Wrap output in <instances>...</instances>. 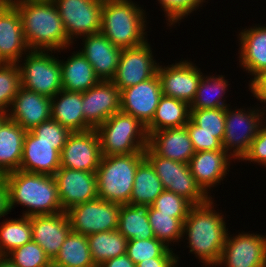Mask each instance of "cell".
<instances>
[{
	"instance_id": "obj_1",
	"label": "cell",
	"mask_w": 266,
	"mask_h": 267,
	"mask_svg": "<svg viewBox=\"0 0 266 267\" xmlns=\"http://www.w3.org/2000/svg\"><path fill=\"white\" fill-rule=\"evenodd\" d=\"M212 199L194 205L183 222L182 238L188 241L189 253L195 254L205 267H216L228 234L225 216L214 210Z\"/></svg>"
},
{
	"instance_id": "obj_2",
	"label": "cell",
	"mask_w": 266,
	"mask_h": 267,
	"mask_svg": "<svg viewBox=\"0 0 266 267\" xmlns=\"http://www.w3.org/2000/svg\"><path fill=\"white\" fill-rule=\"evenodd\" d=\"M8 188L9 208L27 207L22 216L52 215L62 212L54 176L13 171L2 177ZM15 205V206H14Z\"/></svg>"
},
{
	"instance_id": "obj_3",
	"label": "cell",
	"mask_w": 266,
	"mask_h": 267,
	"mask_svg": "<svg viewBox=\"0 0 266 267\" xmlns=\"http://www.w3.org/2000/svg\"><path fill=\"white\" fill-rule=\"evenodd\" d=\"M15 7L20 13L24 38L30 50L62 52L73 44L53 0Z\"/></svg>"
},
{
	"instance_id": "obj_4",
	"label": "cell",
	"mask_w": 266,
	"mask_h": 267,
	"mask_svg": "<svg viewBox=\"0 0 266 267\" xmlns=\"http://www.w3.org/2000/svg\"><path fill=\"white\" fill-rule=\"evenodd\" d=\"M146 12L132 0H103L100 33L120 49L147 40Z\"/></svg>"
},
{
	"instance_id": "obj_5",
	"label": "cell",
	"mask_w": 266,
	"mask_h": 267,
	"mask_svg": "<svg viewBox=\"0 0 266 267\" xmlns=\"http://www.w3.org/2000/svg\"><path fill=\"white\" fill-rule=\"evenodd\" d=\"M144 152L102 156L96 171L98 197L121 205L130 204L134 178Z\"/></svg>"
},
{
	"instance_id": "obj_6",
	"label": "cell",
	"mask_w": 266,
	"mask_h": 267,
	"mask_svg": "<svg viewBox=\"0 0 266 267\" xmlns=\"http://www.w3.org/2000/svg\"><path fill=\"white\" fill-rule=\"evenodd\" d=\"M96 131L102 156L144 152L148 147L146 126L121 111L109 117Z\"/></svg>"
},
{
	"instance_id": "obj_7",
	"label": "cell",
	"mask_w": 266,
	"mask_h": 267,
	"mask_svg": "<svg viewBox=\"0 0 266 267\" xmlns=\"http://www.w3.org/2000/svg\"><path fill=\"white\" fill-rule=\"evenodd\" d=\"M52 53L56 52L30 50L25 54L23 63H17L21 87L51 98L62 90L60 60Z\"/></svg>"
},
{
	"instance_id": "obj_8",
	"label": "cell",
	"mask_w": 266,
	"mask_h": 267,
	"mask_svg": "<svg viewBox=\"0 0 266 267\" xmlns=\"http://www.w3.org/2000/svg\"><path fill=\"white\" fill-rule=\"evenodd\" d=\"M144 156L153 166L165 190L186 198L193 205L204 204L212 198L197 184L188 164L158 156L149 146L144 150Z\"/></svg>"
},
{
	"instance_id": "obj_9",
	"label": "cell",
	"mask_w": 266,
	"mask_h": 267,
	"mask_svg": "<svg viewBox=\"0 0 266 267\" xmlns=\"http://www.w3.org/2000/svg\"><path fill=\"white\" fill-rule=\"evenodd\" d=\"M225 107V134L222 141L223 149L237 161L248 152L254 138L264 122L263 108L252 107L232 110Z\"/></svg>"
},
{
	"instance_id": "obj_10",
	"label": "cell",
	"mask_w": 266,
	"mask_h": 267,
	"mask_svg": "<svg viewBox=\"0 0 266 267\" xmlns=\"http://www.w3.org/2000/svg\"><path fill=\"white\" fill-rule=\"evenodd\" d=\"M121 204L99 197L71 207L67 212L71 231L90 235L117 230Z\"/></svg>"
},
{
	"instance_id": "obj_11",
	"label": "cell",
	"mask_w": 266,
	"mask_h": 267,
	"mask_svg": "<svg viewBox=\"0 0 266 267\" xmlns=\"http://www.w3.org/2000/svg\"><path fill=\"white\" fill-rule=\"evenodd\" d=\"M69 40L100 32L103 0H53Z\"/></svg>"
},
{
	"instance_id": "obj_12",
	"label": "cell",
	"mask_w": 266,
	"mask_h": 267,
	"mask_svg": "<svg viewBox=\"0 0 266 267\" xmlns=\"http://www.w3.org/2000/svg\"><path fill=\"white\" fill-rule=\"evenodd\" d=\"M229 234L216 266L266 267V235L244 231L235 236Z\"/></svg>"
},
{
	"instance_id": "obj_13",
	"label": "cell",
	"mask_w": 266,
	"mask_h": 267,
	"mask_svg": "<svg viewBox=\"0 0 266 267\" xmlns=\"http://www.w3.org/2000/svg\"><path fill=\"white\" fill-rule=\"evenodd\" d=\"M150 45L146 41L141 45L122 49L118 67L111 80L120 91L157 74L159 63L154 59Z\"/></svg>"
},
{
	"instance_id": "obj_14",
	"label": "cell",
	"mask_w": 266,
	"mask_h": 267,
	"mask_svg": "<svg viewBox=\"0 0 266 267\" xmlns=\"http://www.w3.org/2000/svg\"><path fill=\"white\" fill-rule=\"evenodd\" d=\"M102 158L96 129L72 132L60 153V167L96 172Z\"/></svg>"
},
{
	"instance_id": "obj_15",
	"label": "cell",
	"mask_w": 266,
	"mask_h": 267,
	"mask_svg": "<svg viewBox=\"0 0 266 267\" xmlns=\"http://www.w3.org/2000/svg\"><path fill=\"white\" fill-rule=\"evenodd\" d=\"M158 78L162 95L187 102L194 100L200 79L203 76L200 68L188 60H180L175 64L158 66Z\"/></svg>"
},
{
	"instance_id": "obj_16",
	"label": "cell",
	"mask_w": 266,
	"mask_h": 267,
	"mask_svg": "<svg viewBox=\"0 0 266 267\" xmlns=\"http://www.w3.org/2000/svg\"><path fill=\"white\" fill-rule=\"evenodd\" d=\"M161 96V84L156 74L120 91V111L134 116L147 126L152 121Z\"/></svg>"
},
{
	"instance_id": "obj_17",
	"label": "cell",
	"mask_w": 266,
	"mask_h": 267,
	"mask_svg": "<svg viewBox=\"0 0 266 267\" xmlns=\"http://www.w3.org/2000/svg\"><path fill=\"white\" fill-rule=\"evenodd\" d=\"M54 177L64 212L98 197L96 172L60 167Z\"/></svg>"
},
{
	"instance_id": "obj_18",
	"label": "cell",
	"mask_w": 266,
	"mask_h": 267,
	"mask_svg": "<svg viewBox=\"0 0 266 267\" xmlns=\"http://www.w3.org/2000/svg\"><path fill=\"white\" fill-rule=\"evenodd\" d=\"M85 122L96 129L113 114L120 112V90L112 81H100L82 92Z\"/></svg>"
},
{
	"instance_id": "obj_19",
	"label": "cell",
	"mask_w": 266,
	"mask_h": 267,
	"mask_svg": "<svg viewBox=\"0 0 266 267\" xmlns=\"http://www.w3.org/2000/svg\"><path fill=\"white\" fill-rule=\"evenodd\" d=\"M29 51L18 9L2 3L0 5V63L22 62V57Z\"/></svg>"
},
{
	"instance_id": "obj_20",
	"label": "cell",
	"mask_w": 266,
	"mask_h": 267,
	"mask_svg": "<svg viewBox=\"0 0 266 267\" xmlns=\"http://www.w3.org/2000/svg\"><path fill=\"white\" fill-rule=\"evenodd\" d=\"M64 145L65 143L41 142L27 131L19 170L54 176L60 168V153Z\"/></svg>"
},
{
	"instance_id": "obj_21",
	"label": "cell",
	"mask_w": 266,
	"mask_h": 267,
	"mask_svg": "<svg viewBox=\"0 0 266 267\" xmlns=\"http://www.w3.org/2000/svg\"><path fill=\"white\" fill-rule=\"evenodd\" d=\"M8 118L30 131L42 122L51 119V97L20 87L15 95Z\"/></svg>"
},
{
	"instance_id": "obj_22",
	"label": "cell",
	"mask_w": 266,
	"mask_h": 267,
	"mask_svg": "<svg viewBox=\"0 0 266 267\" xmlns=\"http://www.w3.org/2000/svg\"><path fill=\"white\" fill-rule=\"evenodd\" d=\"M232 157L224 150L198 151L188 165L200 188L208 195L212 187L221 185L230 170ZM218 183V184H217Z\"/></svg>"
},
{
	"instance_id": "obj_23",
	"label": "cell",
	"mask_w": 266,
	"mask_h": 267,
	"mask_svg": "<svg viewBox=\"0 0 266 267\" xmlns=\"http://www.w3.org/2000/svg\"><path fill=\"white\" fill-rule=\"evenodd\" d=\"M31 226L32 240L45 251L52 261L71 231L67 212L31 216Z\"/></svg>"
},
{
	"instance_id": "obj_24",
	"label": "cell",
	"mask_w": 266,
	"mask_h": 267,
	"mask_svg": "<svg viewBox=\"0 0 266 267\" xmlns=\"http://www.w3.org/2000/svg\"><path fill=\"white\" fill-rule=\"evenodd\" d=\"M83 47L79 52L92 65L101 81H111L118 67L122 49L114 46L102 33L82 37Z\"/></svg>"
},
{
	"instance_id": "obj_25",
	"label": "cell",
	"mask_w": 266,
	"mask_h": 267,
	"mask_svg": "<svg viewBox=\"0 0 266 267\" xmlns=\"http://www.w3.org/2000/svg\"><path fill=\"white\" fill-rule=\"evenodd\" d=\"M148 136V146L163 158L188 164L195 154L185 126L162 129Z\"/></svg>"
},
{
	"instance_id": "obj_26",
	"label": "cell",
	"mask_w": 266,
	"mask_h": 267,
	"mask_svg": "<svg viewBox=\"0 0 266 267\" xmlns=\"http://www.w3.org/2000/svg\"><path fill=\"white\" fill-rule=\"evenodd\" d=\"M239 65L253 76L266 70V27L255 24L242 30L238 35Z\"/></svg>"
},
{
	"instance_id": "obj_27",
	"label": "cell",
	"mask_w": 266,
	"mask_h": 267,
	"mask_svg": "<svg viewBox=\"0 0 266 267\" xmlns=\"http://www.w3.org/2000/svg\"><path fill=\"white\" fill-rule=\"evenodd\" d=\"M82 107V92L62 89L51 98V118L71 132L91 130L84 120Z\"/></svg>"
},
{
	"instance_id": "obj_28",
	"label": "cell",
	"mask_w": 266,
	"mask_h": 267,
	"mask_svg": "<svg viewBox=\"0 0 266 267\" xmlns=\"http://www.w3.org/2000/svg\"><path fill=\"white\" fill-rule=\"evenodd\" d=\"M26 132L10 118L0 126V176L19 170Z\"/></svg>"
},
{
	"instance_id": "obj_29",
	"label": "cell",
	"mask_w": 266,
	"mask_h": 267,
	"mask_svg": "<svg viewBox=\"0 0 266 267\" xmlns=\"http://www.w3.org/2000/svg\"><path fill=\"white\" fill-rule=\"evenodd\" d=\"M60 65L62 89L65 91L85 92L101 81L79 51H74L66 61L60 59Z\"/></svg>"
},
{
	"instance_id": "obj_30",
	"label": "cell",
	"mask_w": 266,
	"mask_h": 267,
	"mask_svg": "<svg viewBox=\"0 0 266 267\" xmlns=\"http://www.w3.org/2000/svg\"><path fill=\"white\" fill-rule=\"evenodd\" d=\"M149 208L150 205L142 204L121 205L117 230L127 240L155 238L149 223Z\"/></svg>"
},
{
	"instance_id": "obj_31",
	"label": "cell",
	"mask_w": 266,
	"mask_h": 267,
	"mask_svg": "<svg viewBox=\"0 0 266 267\" xmlns=\"http://www.w3.org/2000/svg\"><path fill=\"white\" fill-rule=\"evenodd\" d=\"M190 119V105L182 100L162 95L152 121L146 126L147 134L166 128L185 126Z\"/></svg>"
},
{
	"instance_id": "obj_32",
	"label": "cell",
	"mask_w": 266,
	"mask_h": 267,
	"mask_svg": "<svg viewBox=\"0 0 266 267\" xmlns=\"http://www.w3.org/2000/svg\"><path fill=\"white\" fill-rule=\"evenodd\" d=\"M160 178L153 166L144 158L137 168L130 204L152 205L164 191Z\"/></svg>"
},
{
	"instance_id": "obj_33",
	"label": "cell",
	"mask_w": 266,
	"mask_h": 267,
	"mask_svg": "<svg viewBox=\"0 0 266 267\" xmlns=\"http://www.w3.org/2000/svg\"><path fill=\"white\" fill-rule=\"evenodd\" d=\"M55 267H96L93 263L87 236L70 231L57 256L52 260Z\"/></svg>"
},
{
	"instance_id": "obj_34",
	"label": "cell",
	"mask_w": 266,
	"mask_h": 267,
	"mask_svg": "<svg viewBox=\"0 0 266 267\" xmlns=\"http://www.w3.org/2000/svg\"><path fill=\"white\" fill-rule=\"evenodd\" d=\"M93 263L99 267L106 260L126 254L128 240L118 231H103L87 236Z\"/></svg>"
},
{
	"instance_id": "obj_35",
	"label": "cell",
	"mask_w": 266,
	"mask_h": 267,
	"mask_svg": "<svg viewBox=\"0 0 266 267\" xmlns=\"http://www.w3.org/2000/svg\"><path fill=\"white\" fill-rule=\"evenodd\" d=\"M217 76V77H216ZM203 75L200 79L194 100L190 109L225 108L230 106L226 103L224 95L228 90V79L225 75Z\"/></svg>"
},
{
	"instance_id": "obj_36",
	"label": "cell",
	"mask_w": 266,
	"mask_h": 267,
	"mask_svg": "<svg viewBox=\"0 0 266 267\" xmlns=\"http://www.w3.org/2000/svg\"><path fill=\"white\" fill-rule=\"evenodd\" d=\"M0 223V256H7L14 249L32 241L31 217L20 216Z\"/></svg>"
},
{
	"instance_id": "obj_37",
	"label": "cell",
	"mask_w": 266,
	"mask_h": 267,
	"mask_svg": "<svg viewBox=\"0 0 266 267\" xmlns=\"http://www.w3.org/2000/svg\"><path fill=\"white\" fill-rule=\"evenodd\" d=\"M148 218L155 238L167 247L174 242L183 241V222L180 219L172 217V214L160 213L152 205L148 211Z\"/></svg>"
},
{
	"instance_id": "obj_38",
	"label": "cell",
	"mask_w": 266,
	"mask_h": 267,
	"mask_svg": "<svg viewBox=\"0 0 266 267\" xmlns=\"http://www.w3.org/2000/svg\"><path fill=\"white\" fill-rule=\"evenodd\" d=\"M173 252V248L167 247L156 238H151L128 240L126 254L135 264H138L151 258H180Z\"/></svg>"
},
{
	"instance_id": "obj_39",
	"label": "cell",
	"mask_w": 266,
	"mask_h": 267,
	"mask_svg": "<svg viewBox=\"0 0 266 267\" xmlns=\"http://www.w3.org/2000/svg\"><path fill=\"white\" fill-rule=\"evenodd\" d=\"M190 119L196 132L215 134L221 142L225 134V108L190 109Z\"/></svg>"
},
{
	"instance_id": "obj_40",
	"label": "cell",
	"mask_w": 266,
	"mask_h": 267,
	"mask_svg": "<svg viewBox=\"0 0 266 267\" xmlns=\"http://www.w3.org/2000/svg\"><path fill=\"white\" fill-rule=\"evenodd\" d=\"M21 87L17 63H0V112H8Z\"/></svg>"
},
{
	"instance_id": "obj_41",
	"label": "cell",
	"mask_w": 266,
	"mask_h": 267,
	"mask_svg": "<svg viewBox=\"0 0 266 267\" xmlns=\"http://www.w3.org/2000/svg\"><path fill=\"white\" fill-rule=\"evenodd\" d=\"M7 257L16 267H50L52 261L33 240L10 252Z\"/></svg>"
},
{
	"instance_id": "obj_42",
	"label": "cell",
	"mask_w": 266,
	"mask_h": 267,
	"mask_svg": "<svg viewBox=\"0 0 266 267\" xmlns=\"http://www.w3.org/2000/svg\"><path fill=\"white\" fill-rule=\"evenodd\" d=\"M160 213L172 214V217L180 219L182 222L187 218L190 209L194 206L186 198L176 193L164 190L152 204Z\"/></svg>"
},
{
	"instance_id": "obj_43",
	"label": "cell",
	"mask_w": 266,
	"mask_h": 267,
	"mask_svg": "<svg viewBox=\"0 0 266 267\" xmlns=\"http://www.w3.org/2000/svg\"><path fill=\"white\" fill-rule=\"evenodd\" d=\"M164 11L167 25L176 26L182 19L202 7L206 0H157ZM202 4V5H201ZM200 6V7H199ZM180 21V22H179Z\"/></svg>"
},
{
	"instance_id": "obj_44",
	"label": "cell",
	"mask_w": 266,
	"mask_h": 267,
	"mask_svg": "<svg viewBox=\"0 0 266 267\" xmlns=\"http://www.w3.org/2000/svg\"><path fill=\"white\" fill-rule=\"evenodd\" d=\"M30 132L36 136L39 141L46 143H66L69 135L72 133L69 129L63 127L52 118L35 126Z\"/></svg>"
},
{
	"instance_id": "obj_45",
	"label": "cell",
	"mask_w": 266,
	"mask_h": 267,
	"mask_svg": "<svg viewBox=\"0 0 266 267\" xmlns=\"http://www.w3.org/2000/svg\"><path fill=\"white\" fill-rule=\"evenodd\" d=\"M185 127L187 128L195 152L223 149L222 142L215 137V134L196 132V124L191 119H189Z\"/></svg>"
},
{
	"instance_id": "obj_46",
	"label": "cell",
	"mask_w": 266,
	"mask_h": 267,
	"mask_svg": "<svg viewBox=\"0 0 266 267\" xmlns=\"http://www.w3.org/2000/svg\"><path fill=\"white\" fill-rule=\"evenodd\" d=\"M249 161L250 164L257 163L266 167V117L261 124L259 133L252 141L248 152L243 156L241 161Z\"/></svg>"
},
{
	"instance_id": "obj_47",
	"label": "cell",
	"mask_w": 266,
	"mask_h": 267,
	"mask_svg": "<svg viewBox=\"0 0 266 267\" xmlns=\"http://www.w3.org/2000/svg\"><path fill=\"white\" fill-rule=\"evenodd\" d=\"M248 84L250 92L260 101L266 103V70L255 76Z\"/></svg>"
},
{
	"instance_id": "obj_48",
	"label": "cell",
	"mask_w": 266,
	"mask_h": 267,
	"mask_svg": "<svg viewBox=\"0 0 266 267\" xmlns=\"http://www.w3.org/2000/svg\"><path fill=\"white\" fill-rule=\"evenodd\" d=\"M179 258H151L136 264V267H179Z\"/></svg>"
},
{
	"instance_id": "obj_49",
	"label": "cell",
	"mask_w": 266,
	"mask_h": 267,
	"mask_svg": "<svg viewBox=\"0 0 266 267\" xmlns=\"http://www.w3.org/2000/svg\"><path fill=\"white\" fill-rule=\"evenodd\" d=\"M8 188L5 180L0 176V218L9 214Z\"/></svg>"
},
{
	"instance_id": "obj_50",
	"label": "cell",
	"mask_w": 266,
	"mask_h": 267,
	"mask_svg": "<svg viewBox=\"0 0 266 267\" xmlns=\"http://www.w3.org/2000/svg\"><path fill=\"white\" fill-rule=\"evenodd\" d=\"M99 267H136V264L127 254L111 258L102 263Z\"/></svg>"
},
{
	"instance_id": "obj_51",
	"label": "cell",
	"mask_w": 266,
	"mask_h": 267,
	"mask_svg": "<svg viewBox=\"0 0 266 267\" xmlns=\"http://www.w3.org/2000/svg\"><path fill=\"white\" fill-rule=\"evenodd\" d=\"M45 1H50V0H3V3L11 6H16L30 2H45Z\"/></svg>"
},
{
	"instance_id": "obj_52",
	"label": "cell",
	"mask_w": 266,
	"mask_h": 267,
	"mask_svg": "<svg viewBox=\"0 0 266 267\" xmlns=\"http://www.w3.org/2000/svg\"><path fill=\"white\" fill-rule=\"evenodd\" d=\"M0 267H16L7 256H0Z\"/></svg>"
},
{
	"instance_id": "obj_53",
	"label": "cell",
	"mask_w": 266,
	"mask_h": 267,
	"mask_svg": "<svg viewBox=\"0 0 266 267\" xmlns=\"http://www.w3.org/2000/svg\"><path fill=\"white\" fill-rule=\"evenodd\" d=\"M8 118V115L6 112H0V126L2 123Z\"/></svg>"
},
{
	"instance_id": "obj_54",
	"label": "cell",
	"mask_w": 266,
	"mask_h": 267,
	"mask_svg": "<svg viewBox=\"0 0 266 267\" xmlns=\"http://www.w3.org/2000/svg\"><path fill=\"white\" fill-rule=\"evenodd\" d=\"M263 114H264V116L266 115V108L265 107L263 108Z\"/></svg>"
}]
</instances>
